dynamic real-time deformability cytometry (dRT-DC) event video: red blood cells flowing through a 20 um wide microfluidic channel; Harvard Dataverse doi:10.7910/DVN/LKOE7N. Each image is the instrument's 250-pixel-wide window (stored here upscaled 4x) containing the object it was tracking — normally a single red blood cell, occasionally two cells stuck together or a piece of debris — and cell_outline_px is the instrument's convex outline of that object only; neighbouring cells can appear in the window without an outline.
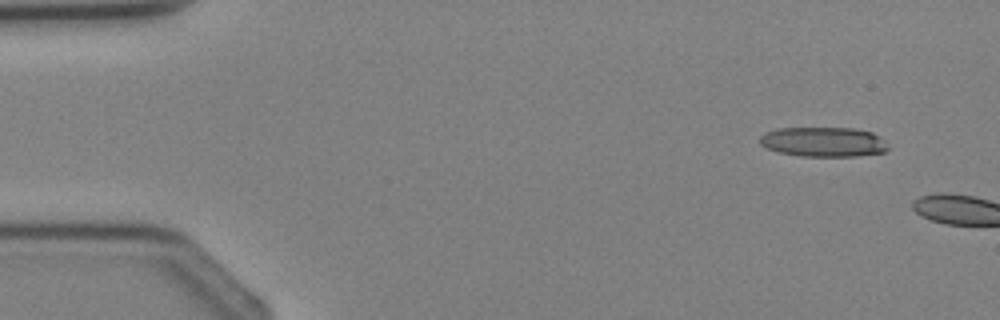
{"species": "Egyptian fruit bat (a non-hibernating species)", "species_latin": "Rousettus aegyptiacus", "temperature_condition": "cold", "stored_images_in_passage": 2, "camera_frame_rate_fps": 3000, "um_per_image_px": 0.085, "animal": {"sex": "female"}, "frame": {"image": 1, "passage_image": 1, "time_ms": 0.0, "image_size_px": [1000, 320], "cell_outline_px": [[888, 148], [884, 152], [856, 156], [800, 156], [780, 152], [768, 148], [760, 144], [760, 136], [764, 132], [776, 128], [856, 128], [872, 132], [880, 136]], "centroid_in_image_um": [69.98, 12.05], "position_along_channel_um": 15.0, "area_um2": 22.2}}